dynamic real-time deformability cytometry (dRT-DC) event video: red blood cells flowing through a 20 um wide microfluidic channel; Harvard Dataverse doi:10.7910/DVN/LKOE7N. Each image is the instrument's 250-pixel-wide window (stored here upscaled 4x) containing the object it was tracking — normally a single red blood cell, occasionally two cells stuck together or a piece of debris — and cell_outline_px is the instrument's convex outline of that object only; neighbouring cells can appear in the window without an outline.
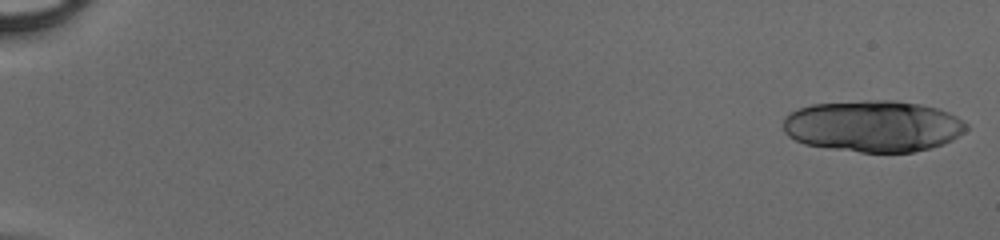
{"species": "human", "species_latin": "Homo sapiens", "temperature_condition": "cold", "stored_images_in_passage": 22, "camera_frame_rate_fps": 3000, "um_per_image_px": 0.085, "donor": {"sex": "male"}, "frame": {"image": 1, "passage_image": 1, "time_ms": 0.0, "image_size_px": [1000, 240], "cell_outline_px": [[968, 128], [964, 132], [952, 140], [944, 144], [932, 148], [912, 152], [860, 152], [804, 144], [788, 136], [784, 132], [784, 116], [788, 112], [812, 104], [864, 100], [896, 100], [920, 104], [936, 108], [948, 112], [964, 120], [968, 124]], "centroid_in_image_um": [74.23, 10.71], "position_along_channel_um": 10.8, "area_um2": 55.26}}
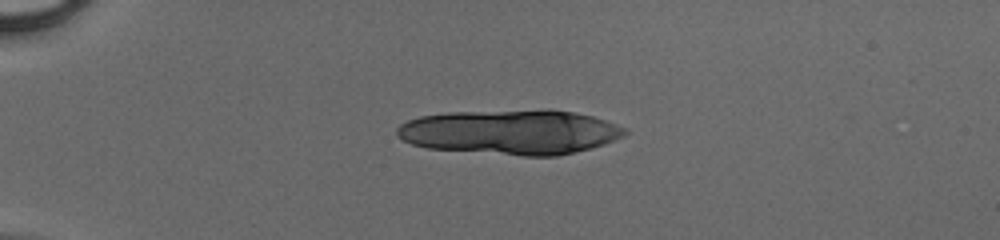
{"frame": {"image": 2, "passage_image": 13, "time_ms": 4.0, "image_size_px": [1000, 240], "cell_outline_px": [[628, 132], [624, 136], [604, 144], [556, 156], [524, 156], [428, 148], [412, 144], [396, 136], [396, 128], [400, 124], [408, 120], [420, 116], [448, 112], [544, 108], [552, 108], [576, 112], [592, 116], [628, 128]], "centroid_in_image_um": [43.41, 11.19], "position_along_channel_um": 41.6, "area_um2": 60.17}}